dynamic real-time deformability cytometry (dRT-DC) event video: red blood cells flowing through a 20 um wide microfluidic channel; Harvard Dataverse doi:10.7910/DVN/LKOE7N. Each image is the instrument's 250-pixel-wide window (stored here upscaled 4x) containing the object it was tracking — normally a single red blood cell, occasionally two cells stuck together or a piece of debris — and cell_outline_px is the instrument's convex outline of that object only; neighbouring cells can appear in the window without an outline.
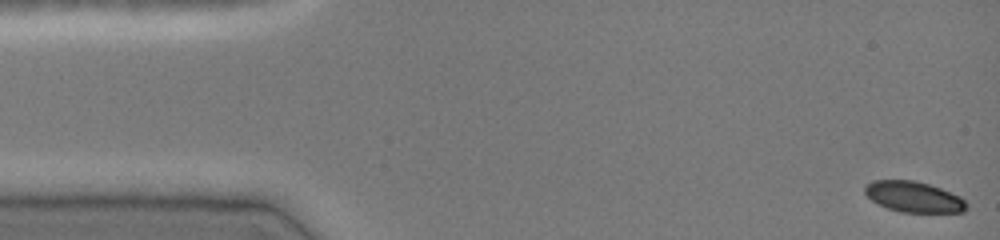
{"species": "common noctule bat (a hibernating species)", "species_latin": "Nyctalus noctula", "temperature_condition": "cold", "stored_images_in_passage": 46, "camera_frame_rate_fps": 3000, "um_per_image_px": 0.085, "animal": {"sex": "female", "body_mass_g": 19.0, "forearm_length_mm": 51.5}, "frame": {"image": 1, "passage_image": 1, "time_ms": 0.0, "image_size_px": [1000, 240], "cell_outline_px": [[968, 208], [964, 212], [900, 212], [888, 208], [872, 200], [864, 192], [864, 184], [872, 180], [912, 180], [928, 184], [940, 188], [960, 196], [968, 204]], "centroid_in_image_um": [77.66, 16.73], "position_along_channel_um": 7.3, "area_um2": 18.21}}
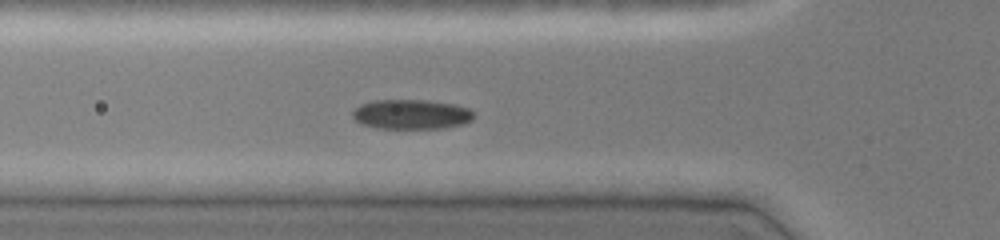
{"frame": {"image": 2, "passage_image": 16, "time_ms": 5.0, "image_size_px": [1000, 240], "cell_outline_px": [[472, 120], [464, 124], [444, 128], [376, 128], [360, 124], [352, 116], [352, 112], [360, 104], [372, 100], [428, 100], [456, 104], [468, 108], [472, 112]], "centroid_in_image_um": [34.95, 9.71], "position_along_channel_um": 90.9, "area_um2": 21.1}}
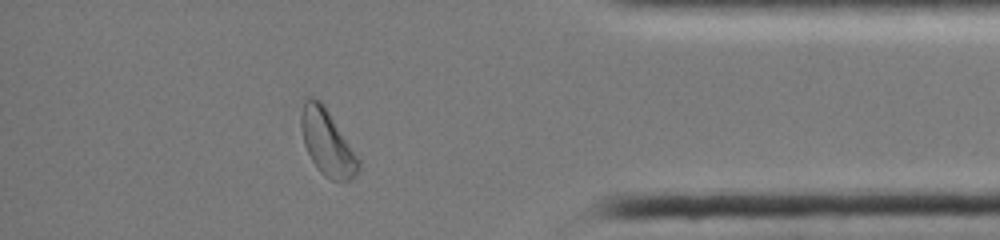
{"frame": {"image": 3, "passage_image": 41, "time_ms": 13.333, "image_size_px": [1000, 240], "cell_outline_px": [[360, 168], [348, 180], [332, 180], [324, 176], [316, 168], [304, 144], [300, 124], [300, 116], [304, 100], [308, 96], [312, 96], [320, 100], [324, 104], [360, 160]], "centroid_in_image_um": [27.78, 12.08], "position_along_channel_um": 407.4, "area_um2": 21.85}, "authors_computed_cell_mechanics": {"area_um2": 20.519, "velocity_mm_per_s": 4.0136, "shape_relaxation_time_tau1_ms": 2.4468, "shape_relaxation_time_tau2_ms": null, "deformation_change_tau1": 0.0942, "deformation_change_tau2": null}}